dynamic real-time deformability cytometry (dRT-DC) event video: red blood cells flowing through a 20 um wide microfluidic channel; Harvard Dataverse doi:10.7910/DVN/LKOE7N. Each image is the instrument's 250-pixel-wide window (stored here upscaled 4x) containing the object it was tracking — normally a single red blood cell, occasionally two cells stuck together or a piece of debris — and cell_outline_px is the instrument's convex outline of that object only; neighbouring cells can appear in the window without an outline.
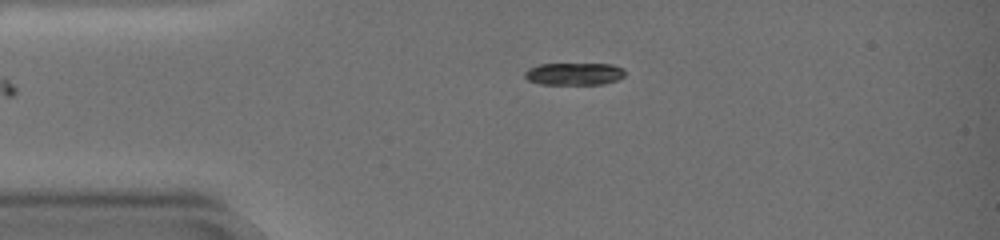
{"species": "common noctule bat (a hibernating species)", "species_latin": "Nyctalus noctula", "temperature_condition": "warm", "stored_images_in_passage": 40, "camera_frame_rate_fps": 3000, "um_per_image_px": 0.085, "animal": {"sex": "female", "body_mass_g": 19.0, "forearm_length_mm": 51.5}, "frame": {"image": 1, "passage_image": 1, "time_ms": 0.0, "image_size_px": [1000, 240], "cell_outline_px": [[624, 76], [616, 80], [604, 84], [540, 84], [528, 80], [524, 76], [524, 72], [528, 68], [540, 64], [612, 64], [624, 68]], "centroid_in_image_um": [48.79, 6.27], "position_along_channel_um": 36.2, "area_um2": 13.06}}
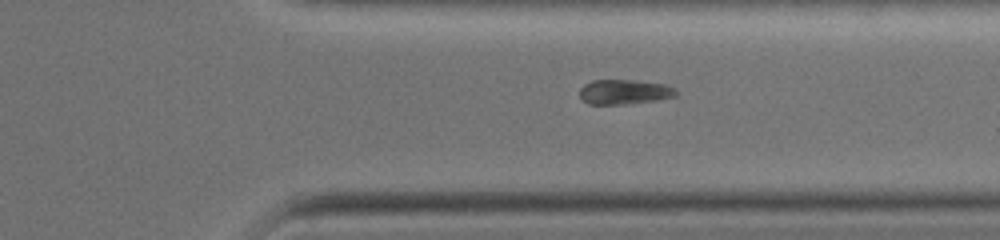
{"frame": {"image": 2, "passage_image": 33, "time_ms": 10.667, "image_size_px": [1000, 240], "cell_outline_px": [[676, 96], [656, 100], [624, 104], [588, 104], [580, 96], [580, 88], [584, 84], [592, 80], [632, 80], [664, 84], [672, 88], [676, 92]], "centroid_in_image_um": [53.02, 7.81], "position_along_channel_um": 358.4, "area_um2": 13.7}}
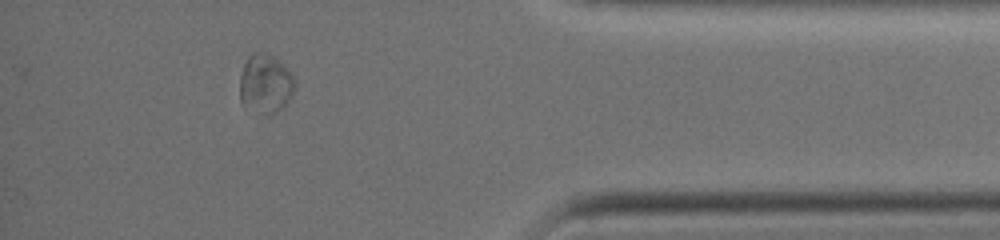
{"frame": {"image": 3, "passage_image": 40, "time_ms": 13.0, "image_size_px": [1000, 240], "cell_outline_px": [[296, 84], [288, 100], [276, 112], [268, 116], [256, 116], [244, 108], [240, 104], [240, 76], [244, 64], [248, 56], [252, 52], [260, 52], [272, 56], [292, 76]], "centroid_in_image_um": [22.48, 7.21], "position_along_channel_um": 412.7, "area_um2": 19.07}, "authors_computed_cell_mechanics": {"area_um2": 14.45, "velocity_mm_per_s": 3.3135, "shape_relaxation_time_tau1_ms": 1.9057, "shape_relaxation_time_tau2_ms": null, "deformation_change_tau1": 0.1314, "deformation_change_tau2": null}}